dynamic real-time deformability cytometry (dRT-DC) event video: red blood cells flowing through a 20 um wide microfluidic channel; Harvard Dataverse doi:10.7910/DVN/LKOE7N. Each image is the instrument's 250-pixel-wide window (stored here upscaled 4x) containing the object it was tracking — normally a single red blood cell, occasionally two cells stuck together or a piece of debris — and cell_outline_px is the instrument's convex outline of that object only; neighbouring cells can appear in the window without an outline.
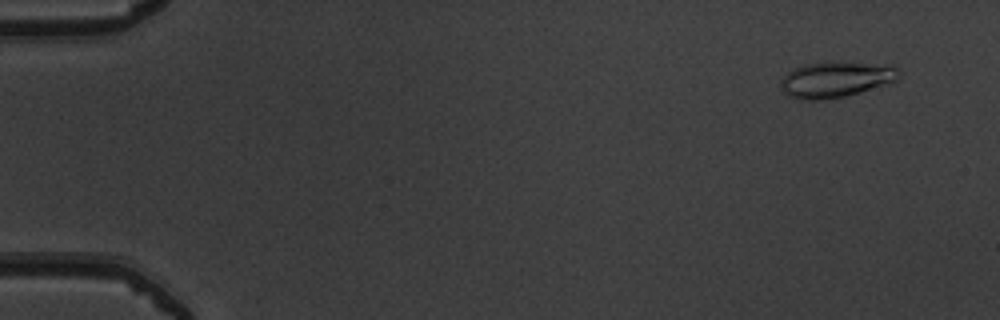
{"species": "common noctule bat (a hibernating species)", "species_latin": "Nyctalus noctula", "temperature_condition": "warm", "stored_images_in_passage": 52, "camera_frame_rate_fps": 3000, "um_per_image_px": 0.085, "animal": {"sex": "male", "body_mass_g": 19.5, "forearm_length_mm": 54.6}, "frame": {"image": 1, "passage_image": 4, "time_ms": 1.0, "image_size_px": [1000, 320], "cell_outline_px": [[900, 72], [896, 80], [844, 96], [820, 100], [800, 100], [788, 96], [780, 88], [780, 80], [792, 68], [804, 64], [892, 64], [900, 68]], "centroid_in_image_um": [70.98, 6.78], "position_along_channel_um": 14.0, "area_um2": 23.87}}
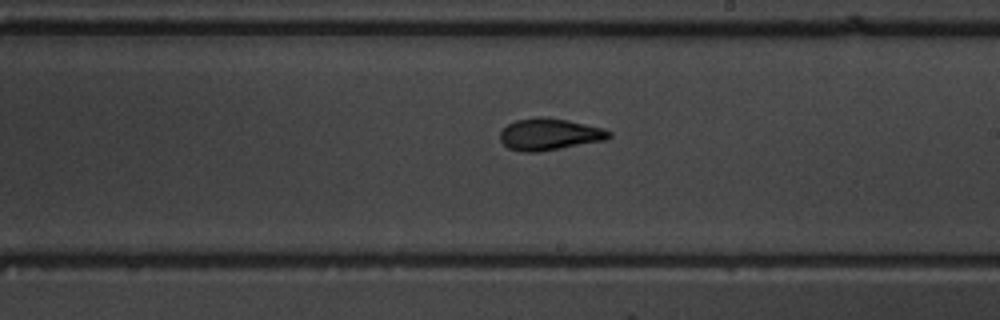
{"frame": {"image": 2, "passage_image": 31, "time_ms": 10.0, "image_size_px": [1000, 320], "cell_outline_px": [[612, 136], [608, 140], [536, 152], [524, 152], [508, 148], [500, 140], [500, 132], [508, 124], [516, 120], [540, 116], [568, 120], [604, 128], [612, 132]], "centroid_in_image_um": [46.74, 11.41], "position_along_channel_um": 242.3, "area_um2": 20.23}}
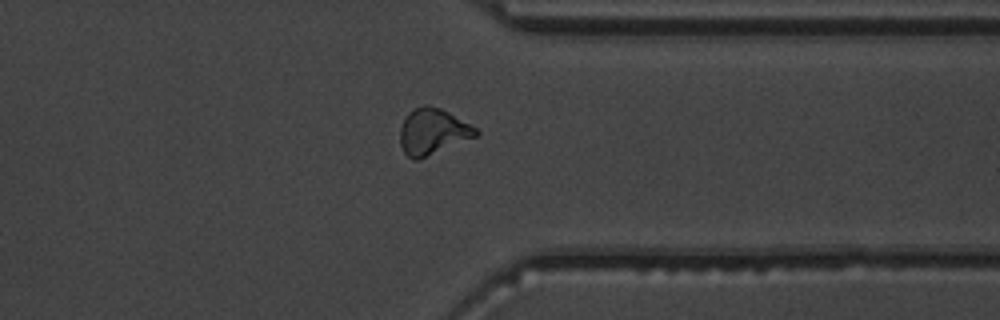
{"frame": {"image": 3, "passage_image": 41, "time_ms": 13.333, "image_size_px": [1000, 320], "cell_outline_px": [[480, 132], [476, 136], [420, 160], [412, 160], [404, 152], [400, 144], [400, 128], [408, 112], [424, 104], [428, 104], [440, 108], [448, 112], [476, 128]], "centroid_in_image_um": [36.76, 11.2], "position_along_channel_um": 374.6, "area_um2": 20.29}, "authors_computed_cell_mechanics": {"area_um2": 19.9699, "velocity_mm_per_s": 4.0148, "shape_relaxation_time_tau1_ms": 4.5597, "shape_relaxation_time_tau2_ms": 1.3901, "deformation_change_tau1": 0.1948, "deformation_change_tau2": 0.0931}}